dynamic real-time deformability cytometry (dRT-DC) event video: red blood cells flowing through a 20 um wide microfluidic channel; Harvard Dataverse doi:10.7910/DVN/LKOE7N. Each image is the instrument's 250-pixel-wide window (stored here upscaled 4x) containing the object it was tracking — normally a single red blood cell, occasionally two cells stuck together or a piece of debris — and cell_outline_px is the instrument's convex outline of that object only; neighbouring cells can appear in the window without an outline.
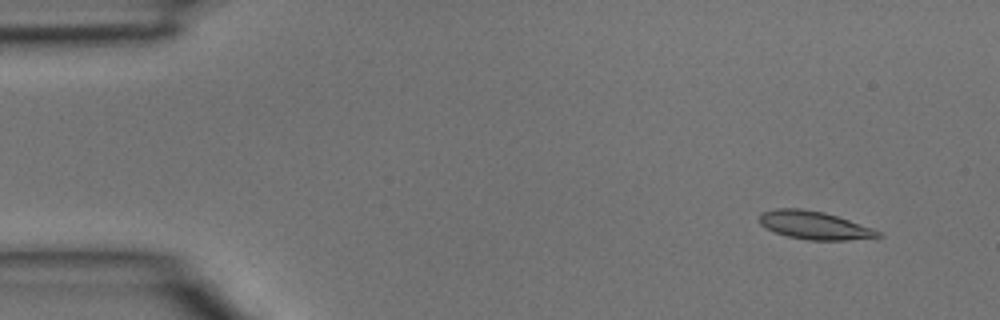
{"species": "common noctule bat (a hibernating species)", "species_latin": "Nyctalus noctula", "temperature_condition": "room temperature", "stored_images_in_passage": 5, "camera_frame_rate_fps": 3000, "um_per_image_px": 0.085, "animal": {"sex": "male", "body_mass_g": 15.6}, "frame": {"image": 1, "passage_image": 2, "time_ms": 0.333, "image_size_px": [1000, 320], "cell_outline_px": [[884, 236], [848, 240], [808, 240], [788, 236], [776, 232], [760, 224], [760, 212], [776, 208], [800, 208], [824, 212], [872, 228], [880, 232]], "centroid_in_image_um": [69.21, 19.14], "position_along_channel_um": 15.8, "area_um2": 19.19}}
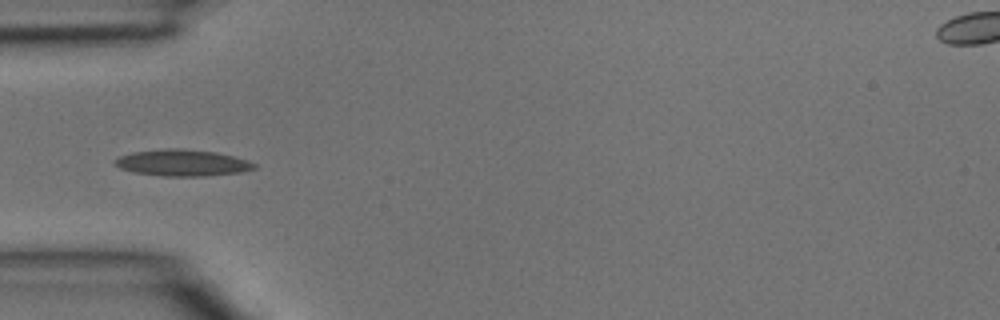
{"frame": {"image": 2, "passage_image": 4, "time_ms": 1.0, "image_size_px": [1000, 320], "cell_outline_px": [[256, 168], [240, 172], [204, 176], [164, 176], [132, 172], [120, 168], [112, 164], [112, 160], [120, 156], [132, 152], [164, 148], [180, 148], [216, 152], [248, 160], [256, 164]], "centroid_in_image_um": [15.45, 13.83], "position_along_channel_um": 69.6, "area_um2": 21.62}}